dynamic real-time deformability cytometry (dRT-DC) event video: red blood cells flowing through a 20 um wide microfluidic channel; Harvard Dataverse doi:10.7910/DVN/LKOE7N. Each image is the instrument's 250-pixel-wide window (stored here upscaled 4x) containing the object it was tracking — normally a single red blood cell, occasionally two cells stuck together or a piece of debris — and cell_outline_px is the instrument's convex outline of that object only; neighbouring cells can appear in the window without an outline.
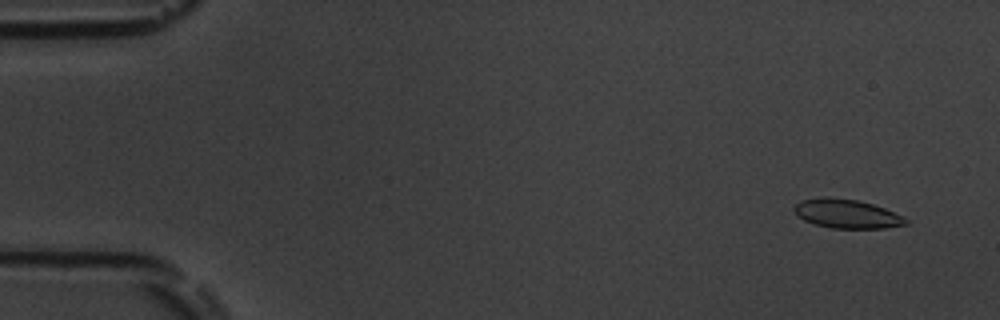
{"species": "common noctule bat (a hibernating species)", "species_latin": "Nyctalus noctula", "temperature_condition": "room temperature", "stored_images_in_passage": 56, "segment_of_instrument_passage": [1, 2], "camera_frame_rate_fps": 3000, "um_per_image_px": 0.085, "animal": {"sex": "male", "body_mass_g": 19.5, "forearm_length_mm": 54.6}, "frame": {"image": 1, "passage_image": 4, "time_ms": 1.0, "image_size_px": [1000, 320], "cell_outline_px": [[908, 224], [884, 228], [832, 228], [816, 224], [804, 220], [796, 216], [792, 208], [800, 200], [824, 196], [856, 200], [872, 204], [884, 208], [904, 216], [908, 220]], "centroid_in_image_um": [71.95, 18.16], "position_along_channel_um": 13.1, "area_um2": 18.9}}
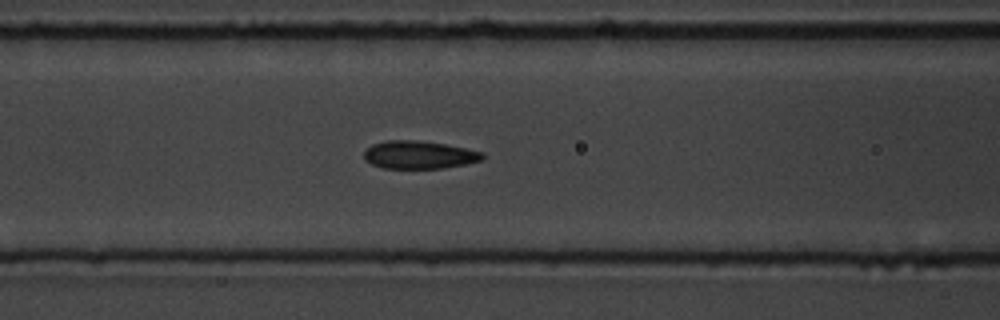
{"frame": {"image": 2, "passage_image": 23, "time_ms": 7.333, "image_size_px": [1000, 320], "cell_outline_px": [[484, 160], [464, 164], [440, 168], [384, 168], [372, 164], [364, 160], [364, 148], [372, 144], [384, 140], [416, 140], [444, 144], [484, 152]], "centroid_in_image_um": [35.58, 13.15], "position_along_channel_um": 131.0, "area_um2": 19.31}}
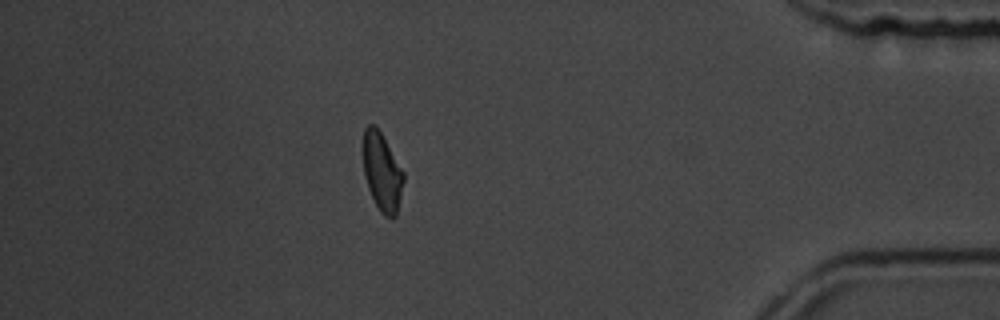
{"frame": {"image": 3, "passage_image": 48, "time_ms": 15.667, "image_size_px": [1000, 320], "cell_outline_px": [[404, 180], [396, 216], [384, 216], [380, 212], [368, 188], [364, 172], [364, 128], [368, 124], [372, 124], [380, 132], [404, 172]], "centroid_in_image_um": [32.48, 14.63], "position_along_channel_um": 402.7, "area_um2": 17.92}}